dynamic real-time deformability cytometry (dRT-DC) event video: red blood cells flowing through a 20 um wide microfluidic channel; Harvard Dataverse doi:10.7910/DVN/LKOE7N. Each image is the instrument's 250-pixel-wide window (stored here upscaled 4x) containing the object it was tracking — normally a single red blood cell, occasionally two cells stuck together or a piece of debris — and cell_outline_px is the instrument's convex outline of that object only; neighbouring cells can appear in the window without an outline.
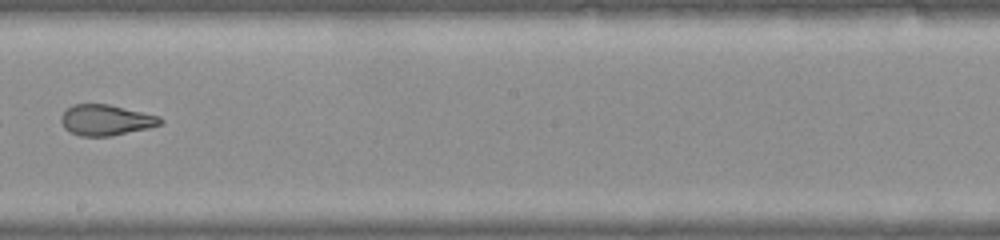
{"species": "common noctule bat (a hibernating species)", "species_latin": "Nyctalus noctula", "temperature_condition": "warm", "stored_images_in_passage": 39, "camera_frame_rate_fps": 3000, "um_per_image_px": 0.085, "animal": {"sex": "female", "body_mass_g": 22.0, "forearm_length_mm": 56.7}, "frame": {"image": 1, "passage_image": 23, "time_ms": 7.333, "image_size_px": [1000, 240], "cell_outline_px": [[164, 120], [160, 124], [148, 128], [112, 136], [80, 136], [64, 128], [60, 120], [60, 116], [72, 104], [108, 104], [160, 116]], "centroid_in_image_um": [9.0, 10.2], "position_along_channel_um": 239.2, "area_um2": 17.74}}